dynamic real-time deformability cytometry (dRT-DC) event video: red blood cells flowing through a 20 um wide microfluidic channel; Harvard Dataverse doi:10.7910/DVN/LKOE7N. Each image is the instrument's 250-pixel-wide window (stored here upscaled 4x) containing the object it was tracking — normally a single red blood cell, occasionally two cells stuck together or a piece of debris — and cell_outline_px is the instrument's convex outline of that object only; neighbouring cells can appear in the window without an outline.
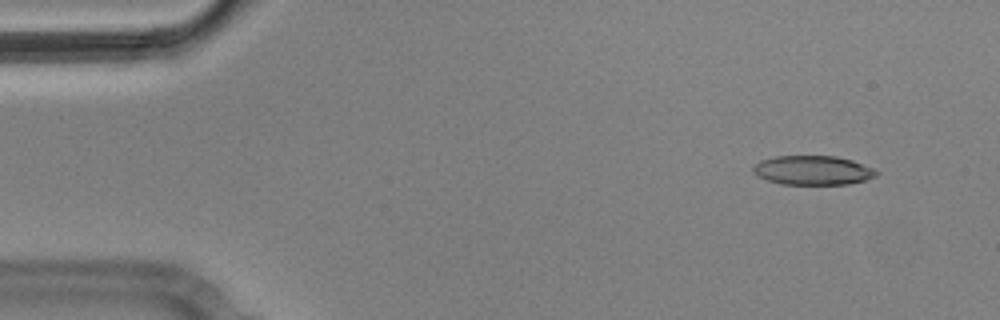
{"species": "Egyptian fruit bat (a non-hibernating species)", "species_latin": "Rousettus aegyptiacus", "temperature_condition": "cold", "stored_images_in_passage": 4, "camera_frame_rate_fps": 3000, "um_per_image_px": 0.085, "animal": {"sex": "male"}, "frame": {"image": 1, "passage_image": 1, "time_ms": 0.0, "image_size_px": [1000, 320], "cell_outline_px": [[880, 172], [876, 176], [864, 180], [848, 184], [780, 184], [768, 180], [752, 172], [752, 168], [760, 160], [776, 156], [836, 156], [852, 160], [872, 168]], "centroid_in_image_um": [69.09, 14.47], "position_along_channel_um": 15.9, "area_um2": 20.87}}
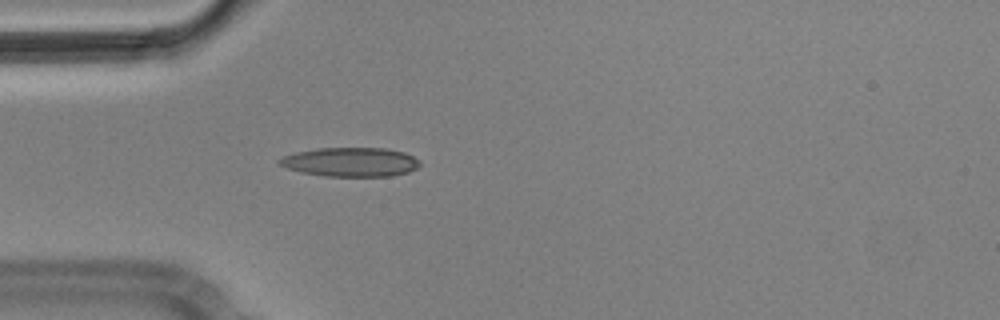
{"frame": {"image": 2, "passage_image": 4, "time_ms": 1.0, "image_size_px": [1000, 320], "cell_outline_px": [[420, 164], [416, 168], [408, 172], [392, 176], [324, 176], [304, 172], [288, 168], [280, 164], [276, 160], [284, 156], [296, 152], [316, 148], [388, 148], [404, 152], [420, 160]], "centroid_in_image_um": [29.83, 13.76], "position_along_channel_um": 55.2, "area_um2": 23.76}}